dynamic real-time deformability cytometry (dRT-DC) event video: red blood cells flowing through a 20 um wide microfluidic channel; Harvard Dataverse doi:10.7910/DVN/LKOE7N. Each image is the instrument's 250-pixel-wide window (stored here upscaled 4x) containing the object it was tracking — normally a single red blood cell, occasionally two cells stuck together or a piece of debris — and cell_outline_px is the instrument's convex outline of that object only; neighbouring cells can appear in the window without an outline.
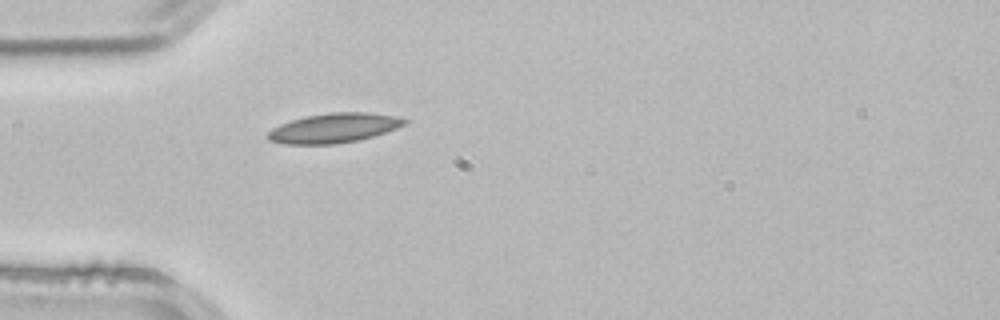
{"species": "common noctule bat (a hibernating species)", "species_latin": "Nyctalus noctula", "temperature_condition": "room temperature", "stored_images_in_passage": 4, "camera_frame_rate_fps": 3000, "um_per_image_px": 0.085, "animal": {"sex": "male", "body_mass_g": 21.5, "forearm_length_mm": 52.0}, "frame": {"image": 1, "passage_image": 4, "time_ms": 1.0, "image_size_px": [1000, 320], "cell_outline_px": [[408, 124], [360, 140], [336, 144], [284, 144], [268, 140], [264, 136], [272, 128], [280, 124], [292, 120], [308, 116], [332, 112], [372, 112], [396, 116], [408, 120]], "centroid_in_image_um": [28.38, 10.88], "position_along_channel_um": 56.6, "area_um2": 23.64}}